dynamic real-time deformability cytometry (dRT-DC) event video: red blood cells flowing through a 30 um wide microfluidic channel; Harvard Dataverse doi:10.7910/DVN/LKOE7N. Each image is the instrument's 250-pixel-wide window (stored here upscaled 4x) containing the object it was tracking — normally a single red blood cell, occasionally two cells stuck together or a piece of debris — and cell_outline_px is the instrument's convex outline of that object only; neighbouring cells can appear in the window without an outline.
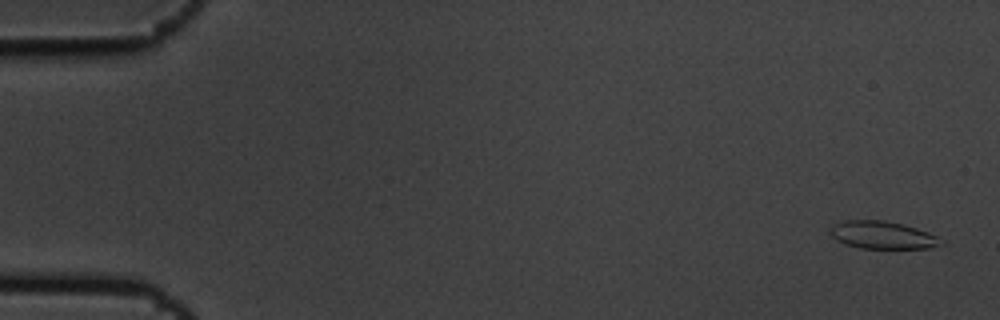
{"species": "common noctule bat (a hibernating species)", "species_latin": "Nyctalus noctula", "temperature_condition": "cold", "stored_images_in_passage": 5, "camera_frame_rate_fps": 3000, "um_per_image_px": 0.085, "animal": {"sex": "male", "body_mass_g": 19.5, "forearm_length_mm": 54.6}, "frame": {"image": 1, "passage_image": 1, "time_ms": 0.0, "image_size_px": [1000, 320], "cell_outline_px": [[944, 244], [928, 248], [860, 248], [844, 244], [832, 236], [832, 224], [844, 220], [884, 220], [916, 228], [928, 232], [944, 240]], "centroid_in_image_um": [75.03, 19.98], "position_along_channel_um": 10.0, "area_um2": 17.69}}